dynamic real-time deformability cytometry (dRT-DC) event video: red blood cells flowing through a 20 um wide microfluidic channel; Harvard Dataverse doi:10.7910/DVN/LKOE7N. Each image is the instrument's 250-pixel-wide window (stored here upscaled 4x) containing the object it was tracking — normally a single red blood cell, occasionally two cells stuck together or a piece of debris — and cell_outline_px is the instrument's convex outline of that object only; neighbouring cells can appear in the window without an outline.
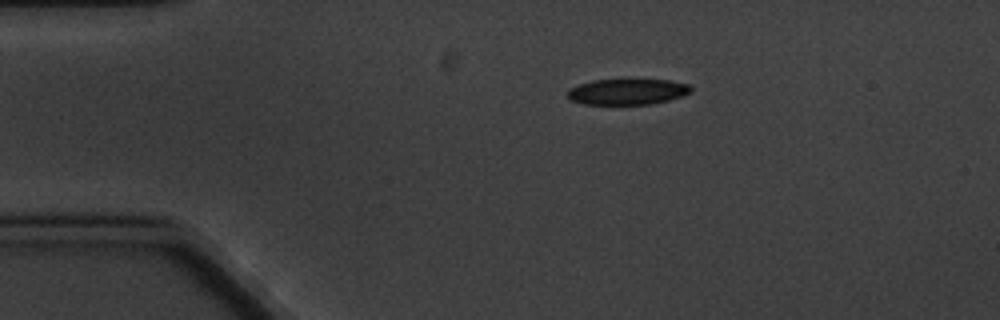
{"species": "common noctule bat (a hibernating species)", "species_latin": "Nyctalus noctula", "temperature_condition": "cold", "stored_images_in_passage": 3, "camera_frame_rate_fps": 3000, "um_per_image_px": 0.085, "animal": {"sex": "male", "body_mass_g": 20.1, "forearm_length_mm": 53.5}, "frame": {"image": 1, "passage_image": 1, "time_ms": 0.0, "image_size_px": [1000, 320], "cell_outline_px": [[692, 92], [668, 100], [652, 104], [584, 104], [572, 100], [568, 96], [568, 88], [592, 80], [668, 80], [688, 84], [692, 88]], "centroid_in_image_um": [53.33, 7.8], "position_along_channel_um": 31.7, "area_um2": 18.38}}
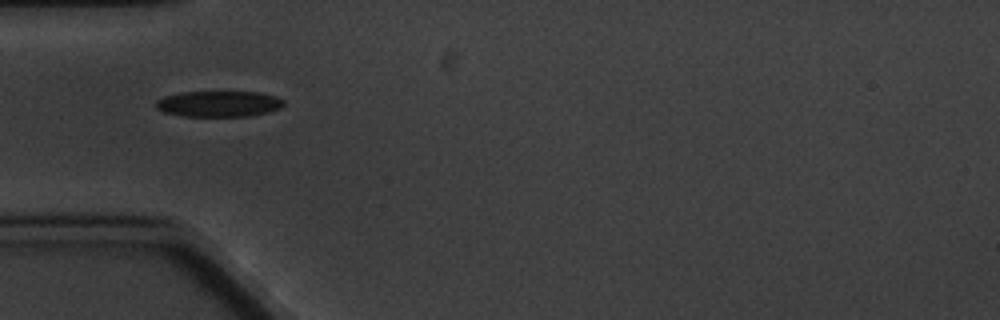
{"frame": {"image": 2, "passage_image": 3, "time_ms": 2.333, "image_size_px": [1000, 320], "cell_outline_px": [[284, 104], [280, 108], [268, 112], [252, 116], [180, 116], [164, 112], [156, 108], [156, 100], [164, 96], [184, 92], [260, 92], [276, 96], [284, 100]], "centroid_in_image_um": [18.61, 8.83], "position_along_channel_um": 66.4, "area_um2": 19.36}}